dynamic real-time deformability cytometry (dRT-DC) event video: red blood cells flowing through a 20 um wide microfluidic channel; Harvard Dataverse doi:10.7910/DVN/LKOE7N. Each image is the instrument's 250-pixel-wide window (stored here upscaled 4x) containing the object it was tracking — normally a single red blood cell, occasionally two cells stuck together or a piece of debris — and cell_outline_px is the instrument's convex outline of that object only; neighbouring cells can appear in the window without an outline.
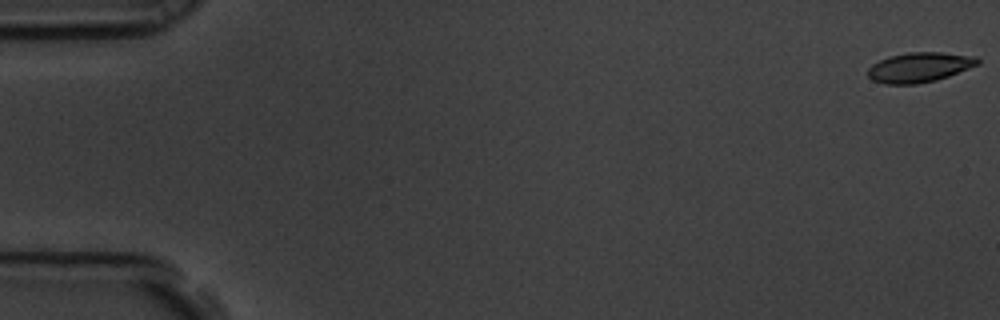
{"species": "common noctule bat (a hibernating species)", "species_latin": "Nyctalus noctula", "temperature_condition": "room temperature", "stored_images_in_passage": 58, "camera_frame_rate_fps": 3000, "um_per_image_px": 0.085, "animal": {"sex": "male", "body_mass_g": 19.5, "forearm_length_mm": 54.6}, "frame": {"image": 1, "passage_image": 1, "time_ms": 0.0, "image_size_px": [1000, 320], "cell_outline_px": [[980, 64], [948, 76], [936, 80], [916, 84], [884, 84], [872, 80], [868, 76], [868, 68], [872, 64], [888, 56], [908, 52], [940, 52], [976, 56], [980, 60]], "centroid_in_image_um": [78.15, 5.71], "position_along_channel_um": 6.9, "area_um2": 19.19}}
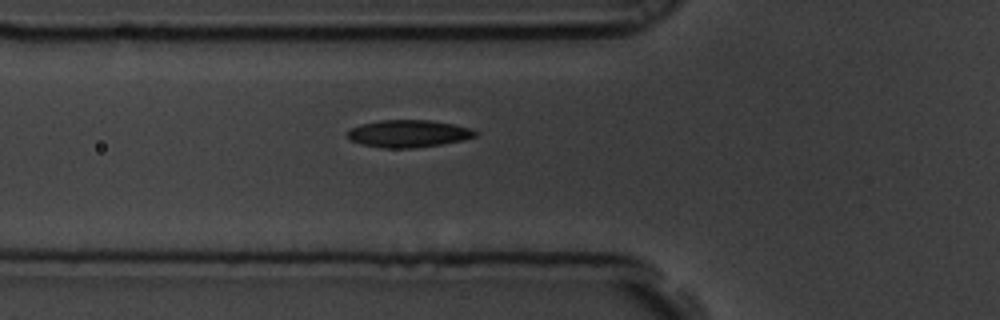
{"frame": {"image": 2, "passage_image": 21, "time_ms": 6.667, "image_size_px": [1000, 320], "cell_outline_px": [[480, 132], [476, 136], [464, 140], [440, 144], [412, 148], [384, 148], [360, 144], [352, 140], [348, 136], [348, 132], [352, 128], [360, 124], [380, 120], [432, 120], [472, 128]], "centroid_in_image_um": [34.76, 11.35], "position_along_channel_um": 91.0, "area_um2": 20.35}}
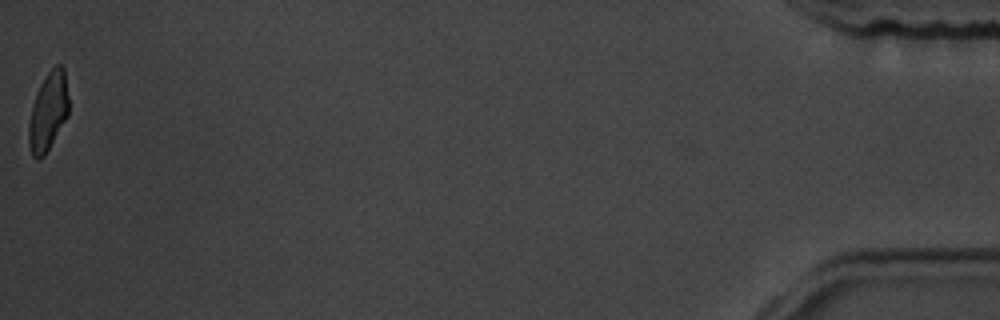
{"frame": {"image": 3, "passage_image": 58, "time_ms": 19.0, "image_size_px": [1000, 320], "cell_outline_px": [[68, 116], [44, 156], [40, 160], [36, 160], [32, 156], [28, 144], [28, 124], [32, 108], [40, 84], [44, 76], [56, 64], [60, 64], [64, 68], [68, 96]], "centroid_in_image_um": [4.09, 9.51], "position_along_channel_um": 431.1, "area_um2": 18.26}, "authors_computed_cell_mechanics": {"area_um2": 19.7676, "velocity_mm_per_s": 3.5624, "shape_relaxation_time_tau1_ms": 3.9406, "shape_relaxation_time_tau2_ms": 1.8171, "deformation_change_tau1": 0.1367, "deformation_change_tau2": 0.0803}}